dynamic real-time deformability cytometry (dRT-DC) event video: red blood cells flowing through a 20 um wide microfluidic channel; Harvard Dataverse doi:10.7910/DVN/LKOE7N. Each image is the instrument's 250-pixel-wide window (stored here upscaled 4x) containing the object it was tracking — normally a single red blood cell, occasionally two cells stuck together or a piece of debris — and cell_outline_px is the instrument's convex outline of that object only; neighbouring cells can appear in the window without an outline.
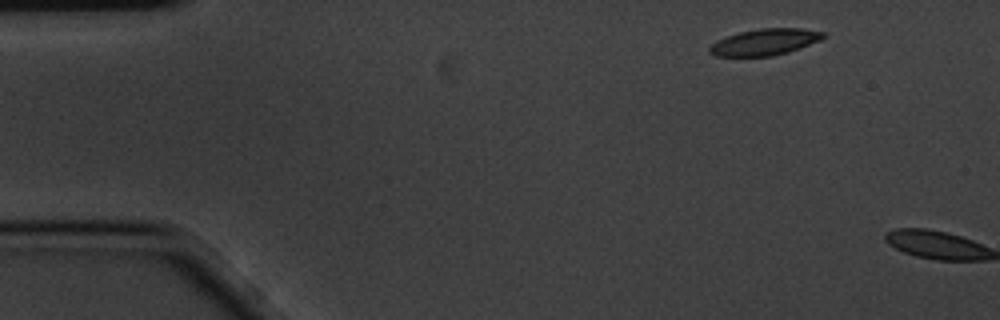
{"species": "common noctule bat (a hibernating species)", "species_latin": "Nyctalus noctula", "temperature_condition": "cold", "stored_images_in_passage": 2, "camera_frame_rate_fps": 3000, "um_per_image_px": 0.085, "animal": {"sex": "male", "body_mass_g": 20.1, "forearm_length_mm": 53.5}, "frame": {"image": 1, "passage_image": 1, "time_ms": 0.0, "image_size_px": [1000, 320], "cell_outline_px": [[828, 36], [820, 40], [800, 48], [788, 52], [772, 56], [716, 56], [708, 52], [708, 48], [716, 40], [740, 32], [760, 28], [804, 28], [824, 32]], "centroid_in_image_um": [65.03, 3.57], "position_along_channel_um": 20.0, "area_um2": 17.57}}